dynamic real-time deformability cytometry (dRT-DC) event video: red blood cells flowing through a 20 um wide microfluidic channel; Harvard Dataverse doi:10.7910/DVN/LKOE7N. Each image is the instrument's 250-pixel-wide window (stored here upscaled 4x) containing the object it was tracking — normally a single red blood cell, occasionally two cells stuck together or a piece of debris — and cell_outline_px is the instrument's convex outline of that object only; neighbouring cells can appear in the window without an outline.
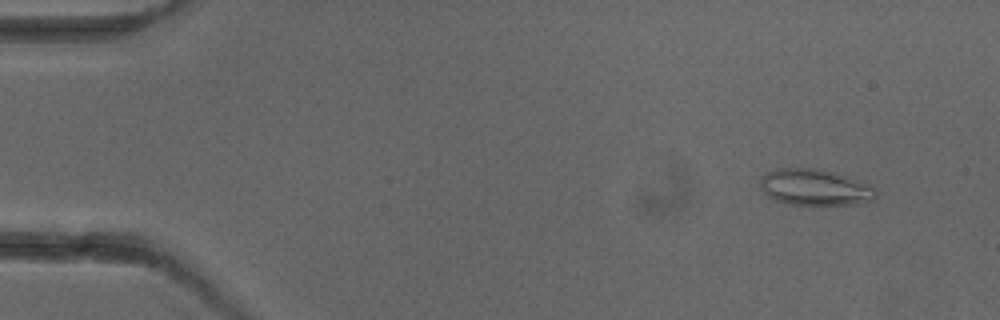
{"species": "common noctule bat (a hibernating species)", "species_latin": "Nyctalus noctula", "temperature_condition": "cold", "stored_images_in_passage": 4, "camera_frame_rate_fps": 3000, "um_per_image_px": 0.085, "animal": {"sex": "female"}, "frame": {"image": 1, "passage_image": 1, "time_ms": 0.0, "image_size_px": [1000, 320], "cell_outline_px": [[876, 200], [856, 204], [788, 204], [776, 200], [768, 196], [760, 188], [760, 180], [768, 172], [776, 168], [816, 168], [836, 172], [872, 188], [876, 192]], "centroid_in_image_um": [69.22, 15.92], "position_along_channel_um": 15.8, "area_um2": 24.04}}
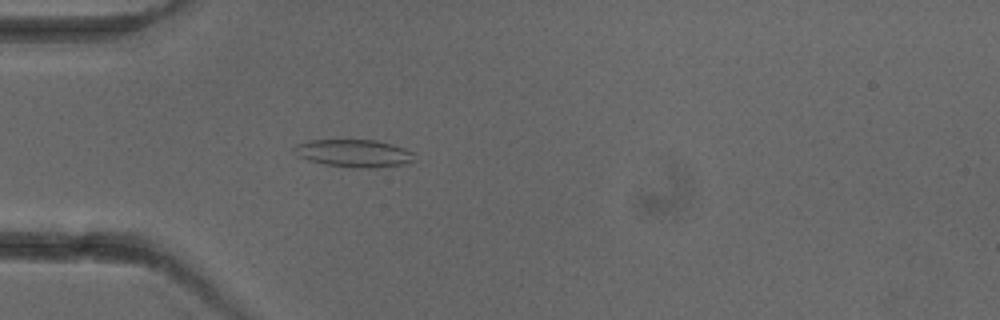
{"frame": {"image": 2, "passage_image": 4, "time_ms": 3.667, "image_size_px": [1000, 320], "cell_outline_px": [[412, 160], [404, 164], [376, 168], [352, 168], [324, 164], [308, 160], [296, 156], [292, 148], [296, 144], [312, 140], [376, 140], [392, 144], [404, 148], [412, 152]], "centroid_in_image_um": [30.02, 13.03], "position_along_channel_um": 55.0, "area_um2": 19.36}}